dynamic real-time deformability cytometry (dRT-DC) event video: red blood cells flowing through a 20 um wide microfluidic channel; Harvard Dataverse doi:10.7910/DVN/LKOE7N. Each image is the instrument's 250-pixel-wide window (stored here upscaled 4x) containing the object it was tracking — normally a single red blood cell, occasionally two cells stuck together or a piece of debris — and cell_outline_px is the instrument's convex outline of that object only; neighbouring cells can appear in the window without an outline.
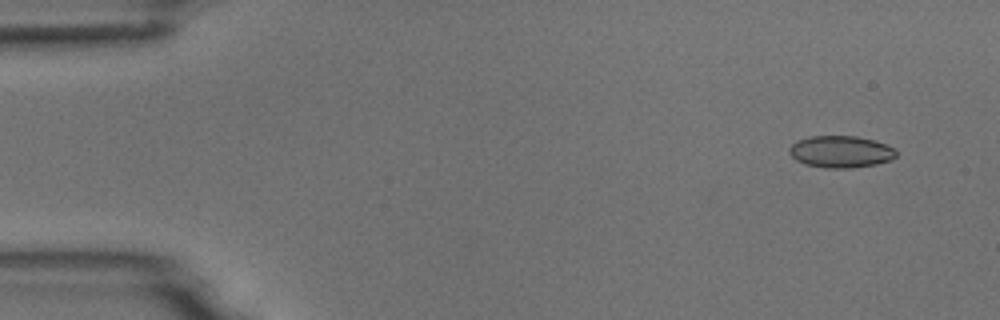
{"species": "common noctule bat (a hibernating species)", "species_latin": "Nyctalus noctula", "temperature_condition": "room temperature", "stored_images_in_passage": 4, "camera_frame_rate_fps": 3000, "um_per_image_px": 0.085, "animal": {"sex": "male", "body_mass_g": 18.8}, "frame": {"image": 1, "passage_image": 1, "time_ms": 0.0, "image_size_px": [1000, 320], "cell_outline_px": [[896, 156], [892, 160], [876, 164], [848, 168], [824, 168], [804, 164], [796, 160], [788, 152], [788, 148], [796, 140], [808, 136], [856, 136], [876, 140], [892, 148], [896, 152]], "centroid_in_image_um": [71.42, 12.89], "position_along_channel_um": 13.6, "area_um2": 20.0}}
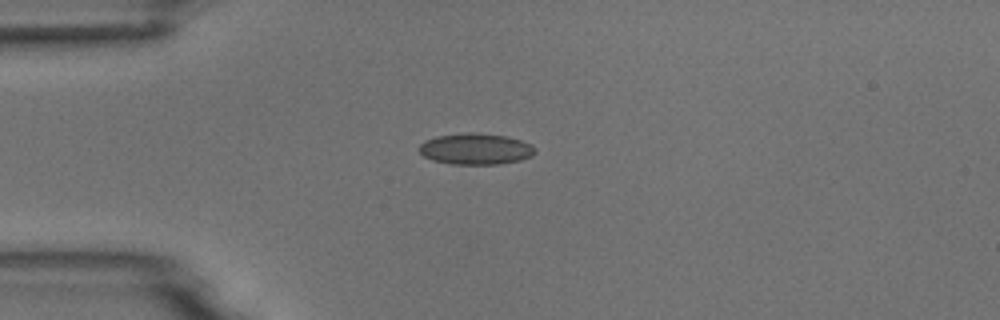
{"frame": {"image": 2, "passage_image": 4, "time_ms": 3.333, "image_size_px": [1000, 320], "cell_outline_px": [[536, 152], [532, 156], [520, 160], [500, 164], [452, 164], [432, 160], [424, 156], [416, 148], [424, 140], [436, 136], [468, 132], [476, 132], [508, 136], [532, 144], [536, 148]], "centroid_in_image_um": [40.43, 12.65], "position_along_channel_um": 44.6, "area_um2": 21.39}}